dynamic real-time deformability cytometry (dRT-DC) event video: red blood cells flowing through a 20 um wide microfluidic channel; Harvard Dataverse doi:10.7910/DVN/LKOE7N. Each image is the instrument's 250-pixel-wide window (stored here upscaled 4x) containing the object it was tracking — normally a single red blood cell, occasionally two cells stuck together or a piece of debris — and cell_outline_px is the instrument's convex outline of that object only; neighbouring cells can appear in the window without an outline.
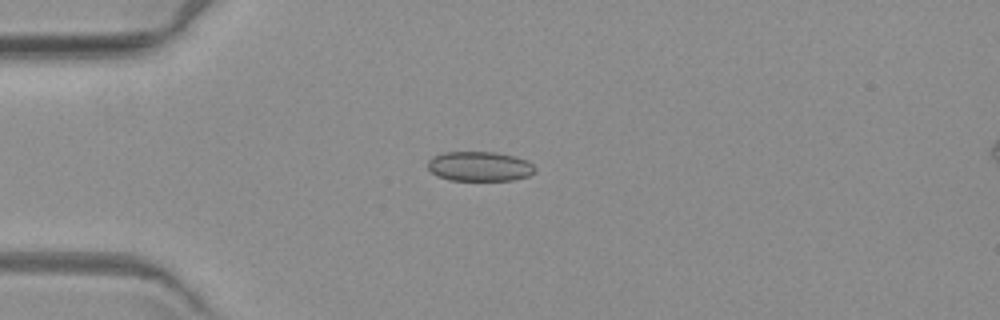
{"species": "common noctule bat (a hibernating species)", "species_latin": "Nyctalus noctula", "temperature_condition": "warm", "stored_images_in_passage": 5, "camera_frame_rate_fps": 3000, "um_per_image_px": 0.085, "animal": {"sex": "female", "body_mass_g": 19.3, "forearm_length_mm": 54.1}, "frame": {"image": 1, "passage_image": 4, "time_ms": 4.333, "image_size_px": [1000, 320], "cell_outline_px": [[536, 172], [528, 176], [512, 180], [448, 180], [436, 176], [428, 168], [428, 160], [432, 156], [444, 152], [496, 152], [516, 156], [528, 160], [536, 168]], "centroid_in_image_um": [40.77, 14.13], "position_along_channel_um": 44.2, "area_um2": 18.79}}